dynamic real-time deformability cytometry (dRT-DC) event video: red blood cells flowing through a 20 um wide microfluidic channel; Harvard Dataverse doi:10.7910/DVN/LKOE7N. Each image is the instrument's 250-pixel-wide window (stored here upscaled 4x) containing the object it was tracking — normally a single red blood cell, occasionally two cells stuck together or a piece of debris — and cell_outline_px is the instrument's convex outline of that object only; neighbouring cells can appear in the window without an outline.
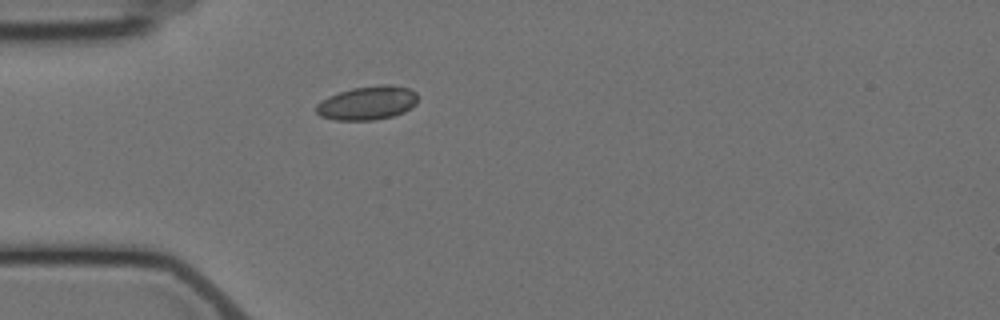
{"species": "Egyptian fruit bat (a non-hibernating species)", "species_latin": "Rousettus aegyptiacus", "temperature_condition": "cold", "stored_images_in_passage": 2, "camera_frame_rate_fps": 3000, "um_per_image_px": 0.085, "animal": {"sex": "female"}, "frame": {"image": 1, "passage_image": 2, "time_ms": 1.333, "image_size_px": [1000, 320], "cell_outline_px": [[416, 104], [404, 112], [392, 116], [372, 120], [336, 120], [320, 116], [316, 112], [316, 104], [328, 96], [352, 88], [380, 84], [388, 84], [408, 88], [416, 92]], "centroid_in_image_um": [31.22, 8.75], "position_along_channel_um": 53.8, "area_um2": 19.94}}